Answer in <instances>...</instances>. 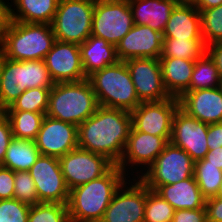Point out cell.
<instances>
[{
    "label": "cell",
    "mask_w": 222,
    "mask_h": 222,
    "mask_svg": "<svg viewBox=\"0 0 222 222\" xmlns=\"http://www.w3.org/2000/svg\"><path fill=\"white\" fill-rule=\"evenodd\" d=\"M132 128L129 111L99 106L78 126V147L118 165Z\"/></svg>",
    "instance_id": "1"
},
{
    "label": "cell",
    "mask_w": 222,
    "mask_h": 222,
    "mask_svg": "<svg viewBox=\"0 0 222 222\" xmlns=\"http://www.w3.org/2000/svg\"><path fill=\"white\" fill-rule=\"evenodd\" d=\"M126 176L113 165L103 176L71 189L67 203L70 222H100Z\"/></svg>",
    "instance_id": "2"
},
{
    "label": "cell",
    "mask_w": 222,
    "mask_h": 222,
    "mask_svg": "<svg viewBox=\"0 0 222 222\" xmlns=\"http://www.w3.org/2000/svg\"><path fill=\"white\" fill-rule=\"evenodd\" d=\"M99 107L88 79L79 82L55 83L49 93L46 115L79 126Z\"/></svg>",
    "instance_id": "3"
},
{
    "label": "cell",
    "mask_w": 222,
    "mask_h": 222,
    "mask_svg": "<svg viewBox=\"0 0 222 222\" xmlns=\"http://www.w3.org/2000/svg\"><path fill=\"white\" fill-rule=\"evenodd\" d=\"M55 40L49 24L12 21L0 37V51L7 59L16 61L43 60Z\"/></svg>",
    "instance_id": "4"
},
{
    "label": "cell",
    "mask_w": 222,
    "mask_h": 222,
    "mask_svg": "<svg viewBox=\"0 0 222 222\" xmlns=\"http://www.w3.org/2000/svg\"><path fill=\"white\" fill-rule=\"evenodd\" d=\"M87 79L92 85L99 106L131 112L141 103L125 61H118L97 70Z\"/></svg>",
    "instance_id": "5"
},
{
    "label": "cell",
    "mask_w": 222,
    "mask_h": 222,
    "mask_svg": "<svg viewBox=\"0 0 222 222\" xmlns=\"http://www.w3.org/2000/svg\"><path fill=\"white\" fill-rule=\"evenodd\" d=\"M54 84L44 60L16 61L2 54L0 112L12 105L27 89L52 88Z\"/></svg>",
    "instance_id": "6"
},
{
    "label": "cell",
    "mask_w": 222,
    "mask_h": 222,
    "mask_svg": "<svg viewBox=\"0 0 222 222\" xmlns=\"http://www.w3.org/2000/svg\"><path fill=\"white\" fill-rule=\"evenodd\" d=\"M95 0H60L51 23L55 39L82 44L92 33Z\"/></svg>",
    "instance_id": "7"
},
{
    "label": "cell",
    "mask_w": 222,
    "mask_h": 222,
    "mask_svg": "<svg viewBox=\"0 0 222 222\" xmlns=\"http://www.w3.org/2000/svg\"><path fill=\"white\" fill-rule=\"evenodd\" d=\"M194 162L186 151L169 142L155 162L138 177L150 190L155 191L159 186L193 177Z\"/></svg>",
    "instance_id": "8"
},
{
    "label": "cell",
    "mask_w": 222,
    "mask_h": 222,
    "mask_svg": "<svg viewBox=\"0 0 222 222\" xmlns=\"http://www.w3.org/2000/svg\"><path fill=\"white\" fill-rule=\"evenodd\" d=\"M134 25L128 0H95L92 36L116 46Z\"/></svg>",
    "instance_id": "9"
},
{
    "label": "cell",
    "mask_w": 222,
    "mask_h": 222,
    "mask_svg": "<svg viewBox=\"0 0 222 222\" xmlns=\"http://www.w3.org/2000/svg\"><path fill=\"white\" fill-rule=\"evenodd\" d=\"M130 180L117 189L100 222H144L147 186L138 177Z\"/></svg>",
    "instance_id": "10"
},
{
    "label": "cell",
    "mask_w": 222,
    "mask_h": 222,
    "mask_svg": "<svg viewBox=\"0 0 222 222\" xmlns=\"http://www.w3.org/2000/svg\"><path fill=\"white\" fill-rule=\"evenodd\" d=\"M69 190L103 176L114 164L105 156L76 148L59 158Z\"/></svg>",
    "instance_id": "11"
},
{
    "label": "cell",
    "mask_w": 222,
    "mask_h": 222,
    "mask_svg": "<svg viewBox=\"0 0 222 222\" xmlns=\"http://www.w3.org/2000/svg\"><path fill=\"white\" fill-rule=\"evenodd\" d=\"M180 107L179 98L141 102L131 111L132 127L153 136L171 137L173 117Z\"/></svg>",
    "instance_id": "12"
},
{
    "label": "cell",
    "mask_w": 222,
    "mask_h": 222,
    "mask_svg": "<svg viewBox=\"0 0 222 222\" xmlns=\"http://www.w3.org/2000/svg\"><path fill=\"white\" fill-rule=\"evenodd\" d=\"M35 183L39 202L67 204L69 189L59 158L40 155L28 171Z\"/></svg>",
    "instance_id": "13"
},
{
    "label": "cell",
    "mask_w": 222,
    "mask_h": 222,
    "mask_svg": "<svg viewBox=\"0 0 222 222\" xmlns=\"http://www.w3.org/2000/svg\"><path fill=\"white\" fill-rule=\"evenodd\" d=\"M130 71L138 99L141 102L161 101L171 98L163 83L159 59L134 58L125 60Z\"/></svg>",
    "instance_id": "14"
},
{
    "label": "cell",
    "mask_w": 222,
    "mask_h": 222,
    "mask_svg": "<svg viewBox=\"0 0 222 222\" xmlns=\"http://www.w3.org/2000/svg\"><path fill=\"white\" fill-rule=\"evenodd\" d=\"M170 140L171 137L153 136L141 131H136L132 127L118 167L127 176L129 175L128 171H130L131 167L134 168L133 170L144 167L139 171L140 173H137V177L138 175L140 176L143 170L146 171V168L148 169L155 162L156 157L164 150ZM126 167H128L129 170Z\"/></svg>",
    "instance_id": "15"
},
{
    "label": "cell",
    "mask_w": 222,
    "mask_h": 222,
    "mask_svg": "<svg viewBox=\"0 0 222 222\" xmlns=\"http://www.w3.org/2000/svg\"><path fill=\"white\" fill-rule=\"evenodd\" d=\"M43 60L54 83L79 82L88 78L78 44L55 40Z\"/></svg>",
    "instance_id": "16"
},
{
    "label": "cell",
    "mask_w": 222,
    "mask_h": 222,
    "mask_svg": "<svg viewBox=\"0 0 222 222\" xmlns=\"http://www.w3.org/2000/svg\"><path fill=\"white\" fill-rule=\"evenodd\" d=\"M34 142L40 155L60 158L78 148V126L45 115Z\"/></svg>",
    "instance_id": "17"
},
{
    "label": "cell",
    "mask_w": 222,
    "mask_h": 222,
    "mask_svg": "<svg viewBox=\"0 0 222 222\" xmlns=\"http://www.w3.org/2000/svg\"><path fill=\"white\" fill-rule=\"evenodd\" d=\"M208 126L209 124L189 116L179 107L173 117L170 142L186 151L194 161L204 159L209 152Z\"/></svg>",
    "instance_id": "18"
},
{
    "label": "cell",
    "mask_w": 222,
    "mask_h": 222,
    "mask_svg": "<svg viewBox=\"0 0 222 222\" xmlns=\"http://www.w3.org/2000/svg\"><path fill=\"white\" fill-rule=\"evenodd\" d=\"M162 45V33L147 25H134L116 45V53L119 61L134 58L159 59Z\"/></svg>",
    "instance_id": "19"
},
{
    "label": "cell",
    "mask_w": 222,
    "mask_h": 222,
    "mask_svg": "<svg viewBox=\"0 0 222 222\" xmlns=\"http://www.w3.org/2000/svg\"><path fill=\"white\" fill-rule=\"evenodd\" d=\"M180 108L206 124L222 122V86L186 91L179 98Z\"/></svg>",
    "instance_id": "20"
},
{
    "label": "cell",
    "mask_w": 222,
    "mask_h": 222,
    "mask_svg": "<svg viewBox=\"0 0 222 222\" xmlns=\"http://www.w3.org/2000/svg\"><path fill=\"white\" fill-rule=\"evenodd\" d=\"M163 38L202 39L201 14L193 2H178L162 33Z\"/></svg>",
    "instance_id": "21"
},
{
    "label": "cell",
    "mask_w": 222,
    "mask_h": 222,
    "mask_svg": "<svg viewBox=\"0 0 222 222\" xmlns=\"http://www.w3.org/2000/svg\"><path fill=\"white\" fill-rule=\"evenodd\" d=\"M135 25H147L163 33L179 0H128Z\"/></svg>",
    "instance_id": "22"
},
{
    "label": "cell",
    "mask_w": 222,
    "mask_h": 222,
    "mask_svg": "<svg viewBox=\"0 0 222 222\" xmlns=\"http://www.w3.org/2000/svg\"><path fill=\"white\" fill-rule=\"evenodd\" d=\"M176 210L205 208L206 198L193 177L170 185L159 186L156 190Z\"/></svg>",
    "instance_id": "23"
},
{
    "label": "cell",
    "mask_w": 222,
    "mask_h": 222,
    "mask_svg": "<svg viewBox=\"0 0 222 222\" xmlns=\"http://www.w3.org/2000/svg\"><path fill=\"white\" fill-rule=\"evenodd\" d=\"M79 47L83 70L87 77L93 72L119 61L116 46L104 39L90 35Z\"/></svg>",
    "instance_id": "24"
},
{
    "label": "cell",
    "mask_w": 222,
    "mask_h": 222,
    "mask_svg": "<svg viewBox=\"0 0 222 222\" xmlns=\"http://www.w3.org/2000/svg\"><path fill=\"white\" fill-rule=\"evenodd\" d=\"M159 60L166 91L171 97L180 98L190 87L196 61L181 58H159Z\"/></svg>",
    "instance_id": "25"
},
{
    "label": "cell",
    "mask_w": 222,
    "mask_h": 222,
    "mask_svg": "<svg viewBox=\"0 0 222 222\" xmlns=\"http://www.w3.org/2000/svg\"><path fill=\"white\" fill-rule=\"evenodd\" d=\"M59 1L60 0H11L12 5H14V8H11L12 20L22 23L51 25Z\"/></svg>",
    "instance_id": "26"
},
{
    "label": "cell",
    "mask_w": 222,
    "mask_h": 222,
    "mask_svg": "<svg viewBox=\"0 0 222 222\" xmlns=\"http://www.w3.org/2000/svg\"><path fill=\"white\" fill-rule=\"evenodd\" d=\"M40 156V152L33 140H11L1 166L15 171H29Z\"/></svg>",
    "instance_id": "27"
},
{
    "label": "cell",
    "mask_w": 222,
    "mask_h": 222,
    "mask_svg": "<svg viewBox=\"0 0 222 222\" xmlns=\"http://www.w3.org/2000/svg\"><path fill=\"white\" fill-rule=\"evenodd\" d=\"M9 119L12 134L17 139L35 140L46 113L2 111Z\"/></svg>",
    "instance_id": "28"
},
{
    "label": "cell",
    "mask_w": 222,
    "mask_h": 222,
    "mask_svg": "<svg viewBox=\"0 0 222 222\" xmlns=\"http://www.w3.org/2000/svg\"><path fill=\"white\" fill-rule=\"evenodd\" d=\"M206 53L202 39L163 38L160 58H181L196 61Z\"/></svg>",
    "instance_id": "29"
},
{
    "label": "cell",
    "mask_w": 222,
    "mask_h": 222,
    "mask_svg": "<svg viewBox=\"0 0 222 222\" xmlns=\"http://www.w3.org/2000/svg\"><path fill=\"white\" fill-rule=\"evenodd\" d=\"M222 86V79L217 66L210 56L205 53L196 60L195 67L190 80V87L187 91L209 89Z\"/></svg>",
    "instance_id": "30"
},
{
    "label": "cell",
    "mask_w": 222,
    "mask_h": 222,
    "mask_svg": "<svg viewBox=\"0 0 222 222\" xmlns=\"http://www.w3.org/2000/svg\"><path fill=\"white\" fill-rule=\"evenodd\" d=\"M193 176L206 199L217 195L222 182V170L218 166L208 164L205 158L200 159L194 162Z\"/></svg>",
    "instance_id": "31"
},
{
    "label": "cell",
    "mask_w": 222,
    "mask_h": 222,
    "mask_svg": "<svg viewBox=\"0 0 222 222\" xmlns=\"http://www.w3.org/2000/svg\"><path fill=\"white\" fill-rule=\"evenodd\" d=\"M51 88L36 87L22 92L17 100L4 111H30L46 113Z\"/></svg>",
    "instance_id": "32"
},
{
    "label": "cell",
    "mask_w": 222,
    "mask_h": 222,
    "mask_svg": "<svg viewBox=\"0 0 222 222\" xmlns=\"http://www.w3.org/2000/svg\"><path fill=\"white\" fill-rule=\"evenodd\" d=\"M174 212L168 201L147 187L144 222H172Z\"/></svg>",
    "instance_id": "33"
},
{
    "label": "cell",
    "mask_w": 222,
    "mask_h": 222,
    "mask_svg": "<svg viewBox=\"0 0 222 222\" xmlns=\"http://www.w3.org/2000/svg\"><path fill=\"white\" fill-rule=\"evenodd\" d=\"M202 40L205 46L222 41V4L200 10Z\"/></svg>",
    "instance_id": "34"
},
{
    "label": "cell",
    "mask_w": 222,
    "mask_h": 222,
    "mask_svg": "<svg viewBox=\"0 0 222 222\" xmlns=\"http://www.w3.org/2000/svg\"><path fill=\"white\" fill-rule=\"evenodd\" d=\"M28 222H70L67 204L40 202L32 205Z\"/></svg>",
    "instance_id": "35"
},
{
    "label": "cell",
    "mask_w": 222,
    "mask_h": 222,
    "mask_svg": "<svg viewBox=\"0 0 222 222\" xmlns=\"http://www.w3.org/2000/svg\"><path fill=\"white\" fill-rule=\"evenodd\" d=\"M14 199L30 206L40 203L35 183L28 171L14 172Z\"/></svg>",
    "instance_id": "36"
},
{
    "label": "cell",
    "mask_w": 222,
    "mask_h": 222,
    "mask_svg": "<svg viewBox=\"0 0 222 222\" xmlns=\"http://www.w3.org/2000/svg\"><path fill=\"white\" fill-rule=\"evenodd\" d=\"M30 205L16 199L0 200V222H28Z\"/></svg>",
    "instance_id": "37"
},
{
    "label": "cell",
    "mask_w": 222,
    "mask_h": 222,
    "mask_svg": "<svg viewBox=\"0 0 222 222\" xmlns=\"http://www.w3.org/2000/svg\"><path fill=\"white\" fill-rule=\"evenodd\" d=\"M14 171L0 165V200L13 199Z\"/></svg>",
    "instance_id": "38"
},
{
    "label": "cell",
    "mask_w": 222,
    "mask_h": 222,
    "mask_svg": "<svg viewBox=\"0 0 222 222\" xmlns=\"http://www.w3.org/2000/svg\"><path fill=\"white\" fill-rule=\"evenodd\" d=\"M12 139L10 121L3 112H0V165L3 164L5 153Z\"/></svg>",
    "instance_id": "39"
},
{
    "label": "cell",
    "mask_w": 222,
    "mask_h": 222,
    "mask_svg": "<svg viewBox=\"0 0 222 222\" xmlns=\"http://www.w3.org/2000/svg\"><path fill=\"white\" fill-rule=\"evenodd\" d=\"M172 222H207L206 209L176 210Z\"/></svg>",
    "instance_id": "40"
},
{
    "label": "cell",
    "mask_w": 222,
    "mask_h": 222,
    "mask_svg": "<svg viewBox=\"0 0 222 222\" xmlns=\"http://www.w3.org/2000/svg\"><path fill=\"white\" fill-rule=\"evenodd\" d=\"M207 222H222V198L214 196L205 202Z\"/></svg>",
    "instance_id": "41"
},
{
    "label": "cell",
    "mask_w": 222,
    "mask_h": 222,
    "mask_svg": "<svg viewBox=\"0 0 222 222\" xmlns=\"http://www.w3.org/2000/svg\"><path fill=\"white\" fill-rule=\"evenodd\" d=\"M207 146L209 150L222 147V122L209 124Z\"/></svg>",
    "instance_id": "42"
},
{
    "label": "cell",
    "mask_w": 222,
    "mask_h": 222,
    "mask_svg": "<svg viewBox=\"0 0 222 222\" xmlns=\"http://www.w3.org/2000/svg\"><path fill=\"white\" fill-rule=\"evenodd\" d=\"M0 0V37L5 33V31L10 27L12 23L11 8L12 5L9 0Z\"/></svg>",
    "instance_id": "43"
},
{
    "label": "cell",
    "mask_w": 222,
    "mask_h": 222,
    "mask_svg": "<svg viewBox=\"0 0 222 222\" xmlns=\"http://www.w3.org/2000/svg\"><path fill=\"white\" fill-rule=\"evenodd\" d=\"M206 53L217 66L219 75L222 79V41L210 44L206 47Z\"/></svg>",
    "instance_id": "44"
},
{
    "label": "cell",
    "mask_w": 222,
    "mask_h": 222,
    "mask_svg": "<svg viewBox=\"0 0 222 222\" xmlns=\"http://www.w3.org/2000/svg\"><path fill=\"white\" fill-rule=\"evenodd\" d=\"M205 159L208 161V164L218 166L222 170V147L209 150Z\"/></svg>",
    "instance_id": "45"
},
{
    "label": "cell",
    "mask_w": 222,
    "mask_h": 222,
    "mask_svg": "<svg viewBox=\"0 0 222 222\" xmlns=\"http://www.w3.org/2000/svg\"><path fill=\"white\" fill-rule=\"evenodd\" d=\"M193 4L200 11L217 7L222 4V0H195Z\"/></svg>",
    "instance_id": "46"
},
{
    "label": "cell",
    "mask_w": 222,
    "mask_h": 222,
    "mask_svg": "<svg viewBox=\"0 0 222 222\" xmlns=\"http://www.w3.org/2000/svg\"><path fill=\"white\" fill-rule=\"evenodd\" d=\"M216 196L222 198V182H221V184H220V187H219V190H218Z\"/></svg>",
    "instance_id": "47"
},
{
    "label": "cell",
    "mask_w": 222,
    "mask_h": 222,
    "mask_svg": "<svg viewBox=\"0 0 222 222\" xmlns=\"http://www.w3.org/2000/svg\"><path fill=\"white\" fill-rule=\"evenodd\" d=\"M1 67H2V52L0 51V77H1Z\"/></svg>",
    "instance_id": "48"
},
{
    "label": "cell",
    "mask_w": 222,
    "mask_h": 222,
    "mask_svg": "<svg viewBox=\"0 0 222 222\" xmlns=\"http://www.w3.org/2000/svg\"><path fill=\"white\" fill-rule=\"evenodd\" d=\"M195 0H179V2H194Z\"/></svg>",
    "instance_id": "49"
}]
</instances>
